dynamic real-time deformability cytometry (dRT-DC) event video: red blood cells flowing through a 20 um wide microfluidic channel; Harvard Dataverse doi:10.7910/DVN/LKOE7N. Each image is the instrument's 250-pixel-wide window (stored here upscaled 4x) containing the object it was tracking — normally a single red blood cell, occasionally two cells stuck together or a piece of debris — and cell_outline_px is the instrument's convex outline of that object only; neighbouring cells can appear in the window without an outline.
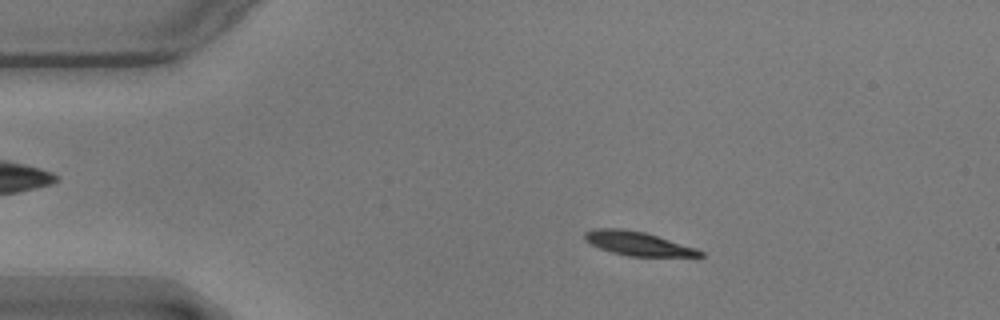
{"species": "common noctule bat (a hibernating species)", "species_latin": "Nyctalus noctula", "temperature_condition": "warm", "stored_images_in_passage": 56, "camera_frame_rate_fps": 3000, "um_per_image_px": 0.085, "animal": {"sex": "male", "body_mass_g": 17.9}, "frame": {"image": 1, "passage_image": 10, "time_ms": 3.0, "image_size_px": [1000, 320], "cell_outline_px": [[704, 256], [628, 256], [612, 252], [600, 248], [584, 240], [584, 232], [596, 228], [620, 228], [644, 232], [696, 248], [704, 252]], "centroid_in_image_um": [54.19, 20.69], "position_along_channel_um": 30.8, "area_um2": 15.84}}
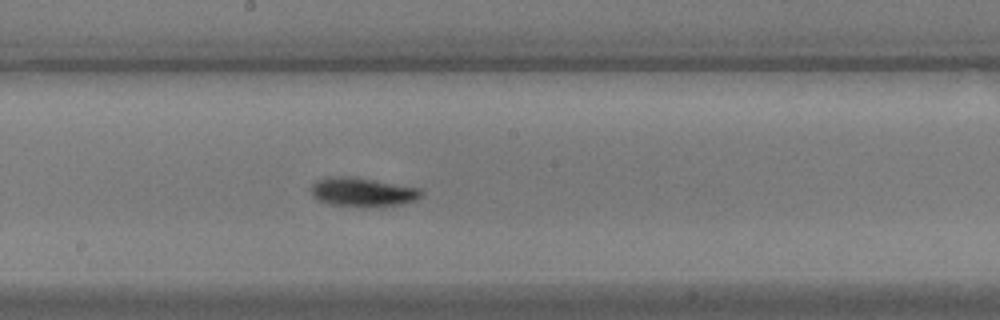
{"frame": {"image": 2, "passage_image": 30, "time_ms": 9.667, "image_size_px": [1000, 320], "cell_outline_px": [[424, 196], [416, 200], [400, 204], [364, 208], [356, 208], [328, 204], [316, 200], [312, 196], [308, 188], [316, 180], [328, 176], [352, 176], [424, 188]], "centroid_in_image_um": [30.81, 16.33], "position_along_channel_um": 217.4, "area_um2": 19.59}}
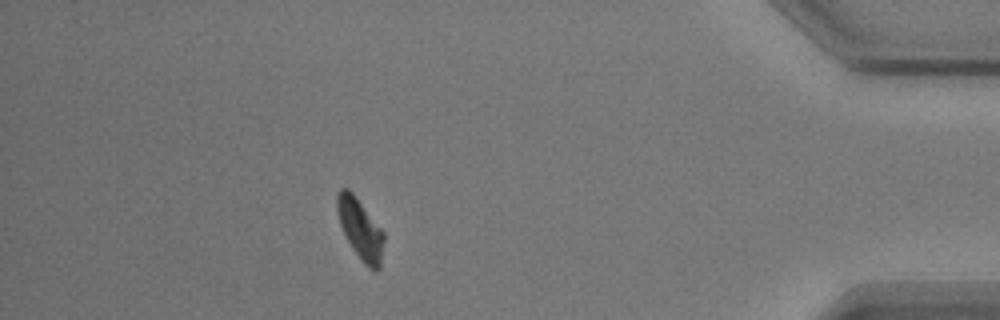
{"frame": {"image": 3, "passage_image": 50, "time_ms": 16.333, "image_size_px": [1000, 320], "cell_outline_px": [[384, 240], [380, 268], [376, 272], [368, 268], [360, 260], [352, 248], [340, 224], [336, 208], [336, 192], [340, 188], [348, 188], [352, 192], [384, 232]], "centroid_in_image_um": [30.62, 19.48], "position_along_channel_um": 404.6, "area_um2": 16.53}, "authors_computed_cell_mechanics": {"area_um2": 16.8487, "velocity_mm_per_s": 3.5271, "shape_relaxation_time_tau1_ms": 2.2352, "shape_relaxation_time_tau2_ms": 2.7031, "deformation_change_tau1": 0.1518, "deformation_change_tau2": 0.0628}}